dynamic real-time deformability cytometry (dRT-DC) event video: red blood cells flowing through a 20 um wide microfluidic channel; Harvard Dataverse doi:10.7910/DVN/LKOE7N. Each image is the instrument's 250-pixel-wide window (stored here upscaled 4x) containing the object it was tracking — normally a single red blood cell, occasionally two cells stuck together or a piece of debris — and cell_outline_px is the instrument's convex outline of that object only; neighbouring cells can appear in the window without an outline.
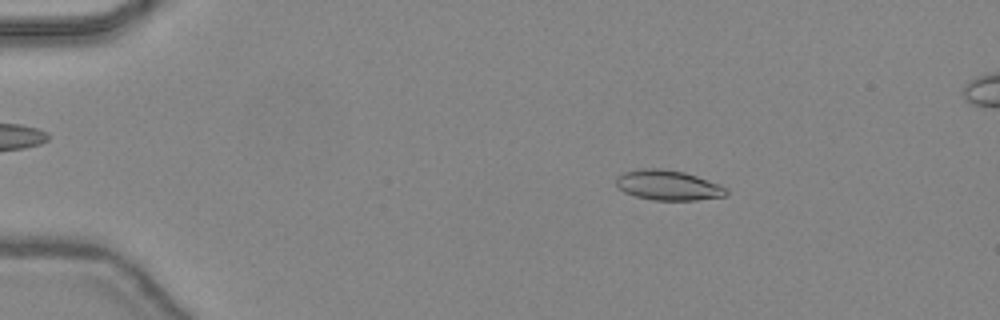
{"species": "common noctule bat (a hibernating species)", "species_latin": "Nyctalus noctula", "temperature_condition": "warm", "stored_images_in_passage": 46, "camera_frame_rate_fps": 3000, "um_per_image_px": 0.085, "animal": {"sex": "female", "body_mass_g": 24.6, "forearm_length_mm": 56.2}, "frame": {"image": 1, "passage_image": 8, "time_ms": 2.333, "image_size_px": [1000, 320], "cell_outline_px": [[728, 192], [724, 196], [696, 200], [652, 200], [636, 196], [624, 192], [616, 184], [616, 176], [624, 172], [644, 168], [660, 168], [684, 172], [720, 184], [728, 188]], "centroid_in_image_um": [56.79, 15.74], "position_along_channel_um": 28.2, "area_um2": 19.25}}
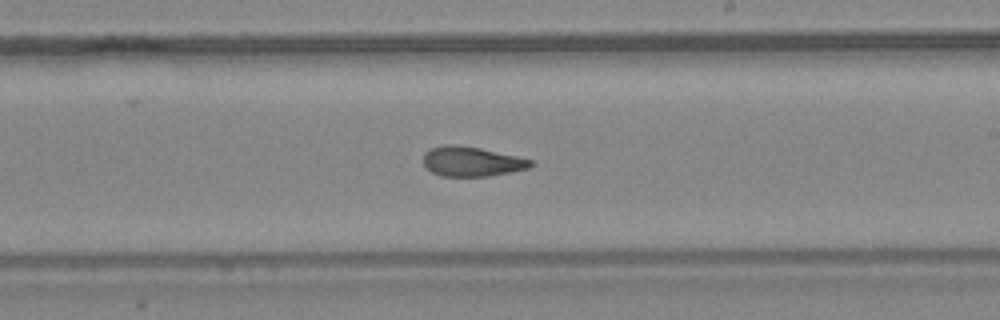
{"frame": {"image": 2, "passage_image": 28, "time_ms": 9.0, "image_size_px": [1000, 320], "cell_outline_px": [[536, 164], [528, 168], [488, 176], [440, 176], [432, 172], [424, 164], [424, 152], [432, 148], [444, 144], [456, 144], [480, 148], [516, 156], [532, 160]], "centroid_in_image_um": [40.08, 13.72], "position_along_channel_um": 248.9, "area_um2": 18.5}}
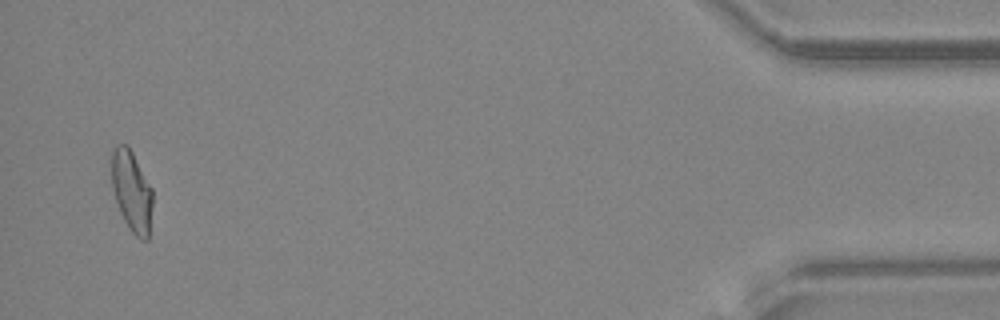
{"frame": {"image": 3, "passage_image": 45, "time_ms": 14.667, "image_size_px": [1000, 320], "cell_outline_px": [[152, 204], [148, 240], [140, 240], [128, 228], [120, 212], [112, 188], [112, 148], [116, 144], [128, 144], [152, 188]], "centroid_in_image_um": [11.19, 16.24], "position_along_channel_um": 424.0, "area_um2": 19.36}, "authors_computed_cell_mechanics": {"area_um2": 19.2474, "velocity_mm_per_s": 4.4619, "shape_relaxation_time_tau1_ms": 6.8209, "shape_relaxation_time_tau2_ms": 2.1824, "deformation_change_tau1": 0.1947, "deformation_change_tau2": 0.097}}